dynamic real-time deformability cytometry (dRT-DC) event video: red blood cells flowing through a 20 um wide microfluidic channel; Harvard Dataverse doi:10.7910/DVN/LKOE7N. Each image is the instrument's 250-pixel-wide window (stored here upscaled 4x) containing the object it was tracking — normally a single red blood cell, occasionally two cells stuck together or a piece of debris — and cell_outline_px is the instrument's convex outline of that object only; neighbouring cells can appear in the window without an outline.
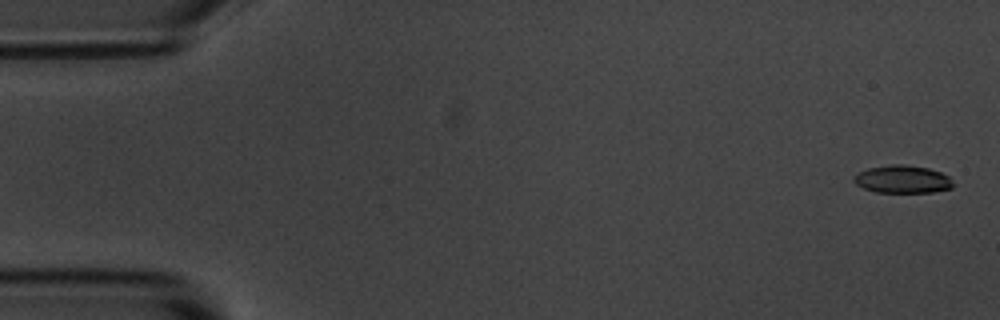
{"species": "common noctule bat (a hibernating species)", "species_latin": "Nyctalus noctula", "temperature_condition": "room temperature", "stored_images_in_passage": 5, "camera_frame_rate_fps": 3000, "um_per_image_px": 0.085, "animal": {"sex": "male", "body_mass_g": 20.1, "forearm_length_mm": 53.5}, "frame": {"image": 1, "passage_image": 1, "time_ms": 0.0, "image_size_px": [1000, 320], "cell_outline_px": [[952, 188], [932, 192], [876, 192], [864, 188], [856, 184], [852, 180], [852, 176], [868, 168], [892, 164], [900, 164], [928, 168], [940, 172], [948, 176], [952, 184]], "centroid_in_image_um": [76.67, 15.24], "position_along_channel_um": 8.3, "area_um2": 15.9}}
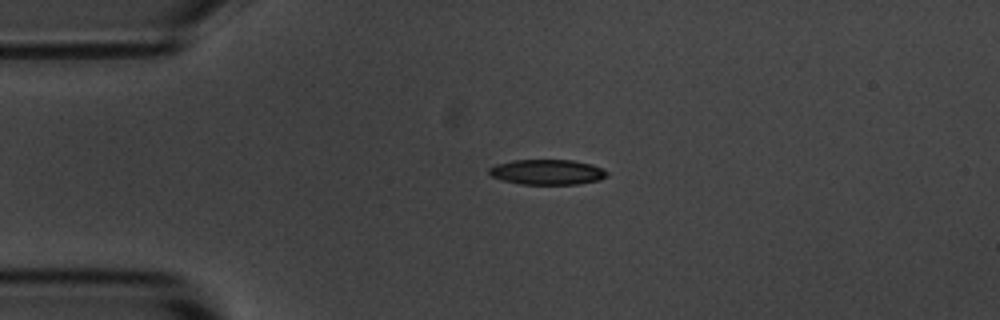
{"frame": {"image": 2, "passage_image": 4, "time_ms": 3.667, "image_size_px": [1000, 320], "cell_outline_px": [[608, 176], [600, 180], [576, 184], [520, 184], [500, 180], [492, 176], [488, 172], [488, 168], [496, 164], [512, 160], [572, 160], [592, 164], [604, 168], [608, 172]], "centroid_in_image_um": [46.52, 14.62], "position_along_channel_um": 38.5, "area_um2": 17.51}}